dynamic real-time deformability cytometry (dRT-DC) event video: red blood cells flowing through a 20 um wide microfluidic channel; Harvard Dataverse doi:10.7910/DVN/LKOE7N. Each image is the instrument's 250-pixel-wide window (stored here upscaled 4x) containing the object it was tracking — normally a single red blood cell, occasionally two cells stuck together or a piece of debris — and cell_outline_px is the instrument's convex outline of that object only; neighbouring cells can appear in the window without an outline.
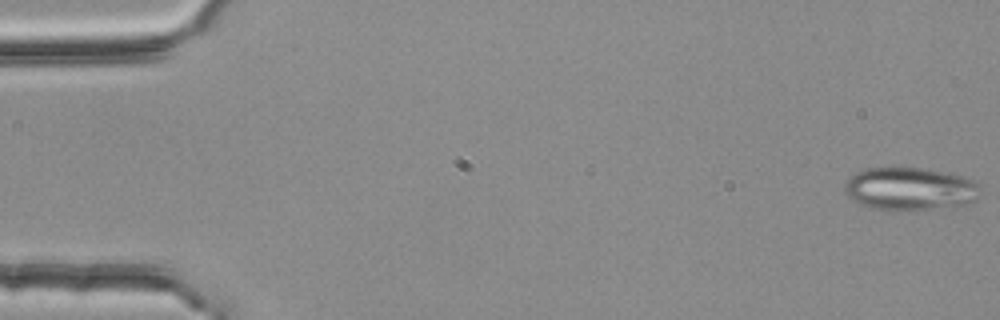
{"species": "common noctule bat (a hibernating species)", "species_latin": "Nyctalus noctula", "temperature_condition": "room temperature", "stored_images_in_passage": 54, "camera_frame_rate_fps": 3000, "um_per_image_px": 0.085, "animal": {"sex": "female", "body_mass_g": 25.1}, "frame": {"image": 1, "passage_image": 1, "time_ms": 0.0, "image_size_px": [1000, 320], "cell_outline_px": [[980, 196], [976, 200], [968, 204], [912, 212], [908, 212], [872, 208], [848, 196], [844, 192], [844, 184], [856, 172], [868, 168], [896, 164], [948, 172], [972, 180], [980, 184]], "centroid_in_image_um": [77.38, 16.03], "position_along_channel_um": 7.6, "area_um2": 35.03}}
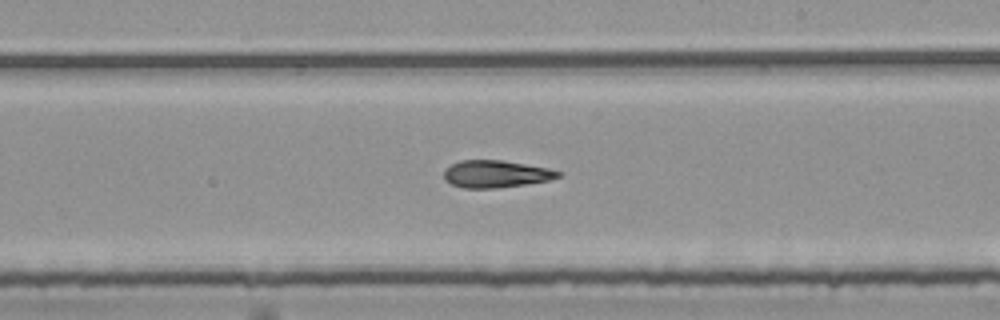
{"frame": {"image": 2, "passage_image": 32, "time_ms": 10.333, "image_size_px": [1000, 320], "cell_outline_px": [[564, 172], [560, 176], [548, 180], [524, 184], [496, 188], [464, 188], [452, 184], [444, 180], [444, 168], [460, 160], [500, 160], [548, 168]], "centroid_in_image_um": [42.12, 14.78], "position_along_channel_um": 246.9, "area_um2": 18.03}}
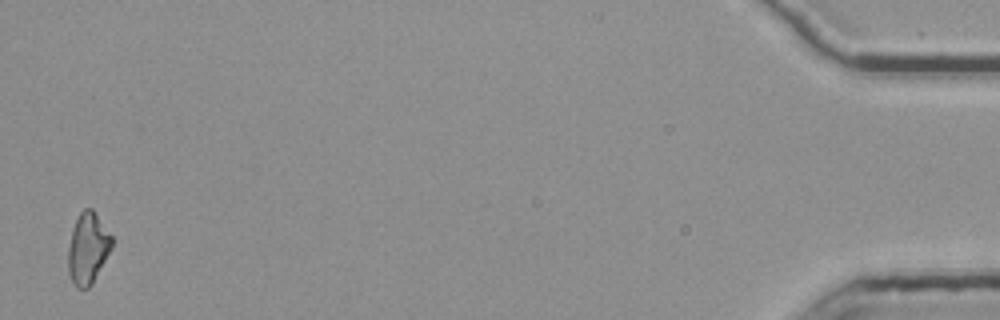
{"frame": {"image": 3, "passage_image": 54, "time_ms": 17.667, "image_size_px": [1000, 320], "cell_outline_px": [[112, 248], [92, 284], [88, 288], [76, 288], [68, 272], [68, 248], [72, 232], [76, 220], [80, 212], [84, 208], [92, 208], [112, 236]], "centroid_in_image_um": [7.47, 21.12], "position_along_channel_um": 427.7, "area_um2": 17.98}, "authors_computed_cell_mechanics": {"area_um2": 18.6694, "velocity_mm_per_s": 3.7651, "shape_relaxation_time_tau1_ms": null, "shape_relaxation_time_tau2_ms": 3.0962, "deformation_change_tau1": null, "deformation_change_tau2": 0.1293}}